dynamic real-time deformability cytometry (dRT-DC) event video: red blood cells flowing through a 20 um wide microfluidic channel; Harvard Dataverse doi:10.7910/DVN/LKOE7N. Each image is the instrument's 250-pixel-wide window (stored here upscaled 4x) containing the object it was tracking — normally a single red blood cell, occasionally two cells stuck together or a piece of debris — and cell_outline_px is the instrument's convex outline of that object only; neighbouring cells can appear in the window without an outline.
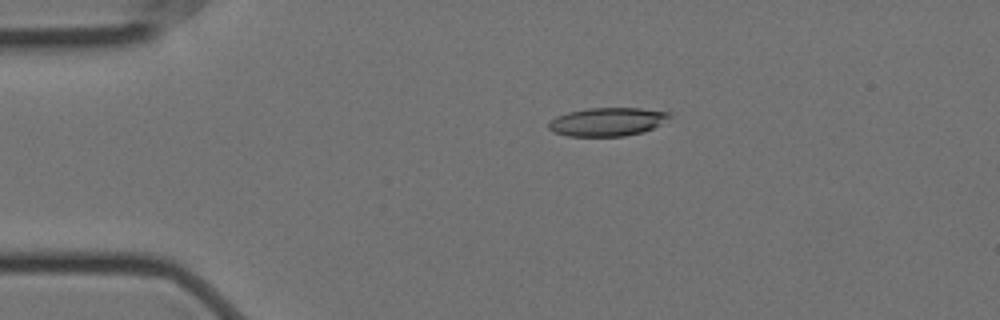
{"species": "Egyptian fruit bat (a non-hibernating species)", "species_latin": "Rousettus aegyptiacus", "temperature_condition": "cold", "stored_images_in_passage": 4, "camera_frame_rate_fps": 3000, "um_per_image_px": 0.085, "animal": {"sex": "female"}, "frame": {"image": 1, "passage_image": 3, "time_ms": 0.667, "image_size_px": [1000, 320], "cell_outline_px": [[672, 116], [660, 124], [644, 132], [624, 136], [568, 136], [552, 132], [548, 128], [548, 124], [556, 116], [568, 112], [588, 108], [640, 108], [672, 112]], "centroid_in_image_um": [51.63, 10.35], "position_along_channel_um": 33.4, "area_um2": 20.11}}